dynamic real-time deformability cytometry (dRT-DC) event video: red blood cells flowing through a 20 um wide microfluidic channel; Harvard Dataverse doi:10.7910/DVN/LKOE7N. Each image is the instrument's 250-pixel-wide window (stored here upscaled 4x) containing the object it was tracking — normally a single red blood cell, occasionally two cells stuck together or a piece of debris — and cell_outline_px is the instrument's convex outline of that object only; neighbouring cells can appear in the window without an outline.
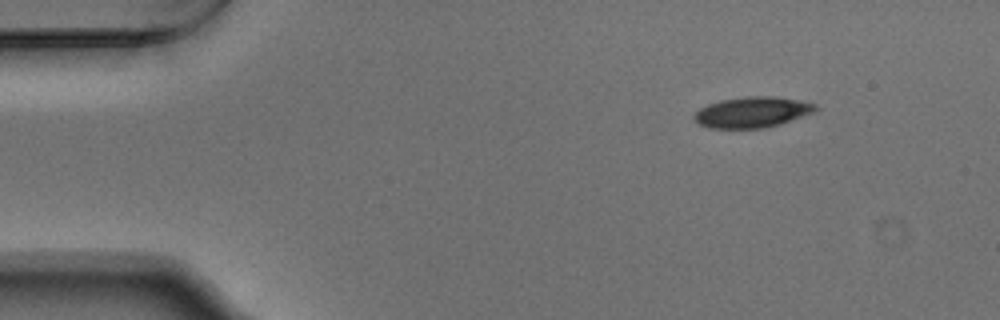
{"species": "Egyptian fruit bat (a non-hibernating species)", "species_latin": "Rousettus aegyptiacus", "temperature_condition": "warm", "stored_images_in_passage": 48, "camera_frame_rate_fps": 3000, "um_per_image_px": 0.085, "animal": {"sex": "male"}, "frame": {"image": 1, "passage_image": 1, "time_ms": 0.0, "image_size_px": [1000, 320], "cell_outline_px": [[820, 108], [812, 112], [780, 124], [764, 128], [708, 128], [696, 124], [692, 116], [700, 108], [708, 104], [720, 100], [748, 96], [772, 96], [800, 100], [816, 104]], "centroid_in_image_um": [63.9, 9.54], "position_along_channel_um": 21.1, "area_um2": 21.79}}
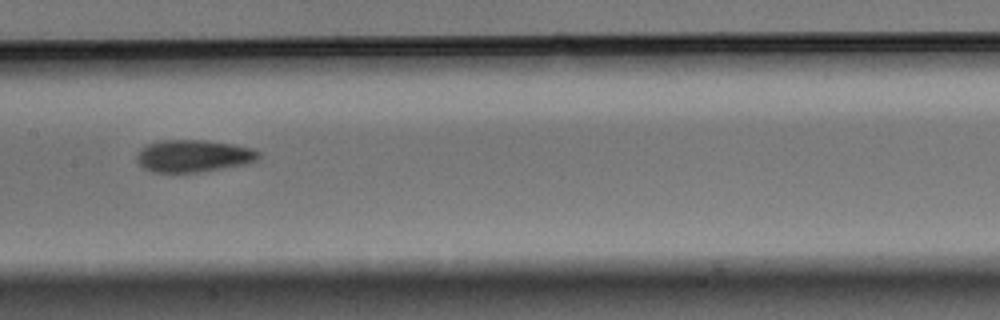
{"frame": {"image": 2, "passage_image": 21, "time_ms": 6.667, "image_size_px": [1000, 320], "cell_outline_px": [[260, 156], [256, 160], [248, 164], [200, 172], [152, 172], [144, 168], [136, 160], [140, 148], [148, 144], [160, 140], [204, 140], [232, 144], [252, 148], [260, 152]], "centroid_in_image_um": [16.45, 13.25], "position_along_channel_um": 190.9, "area_um2": 22.95}}
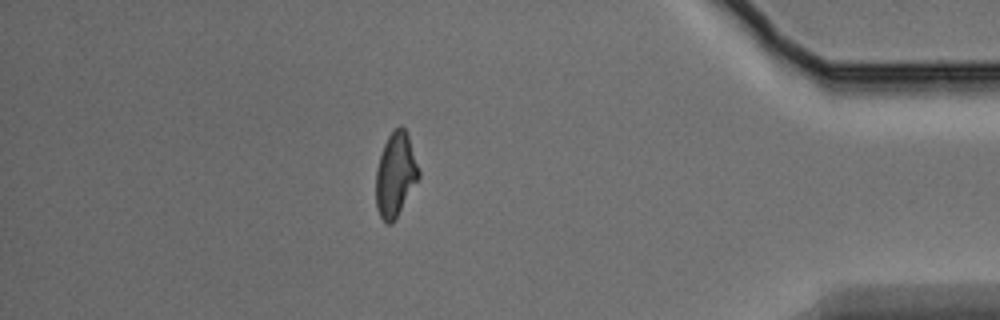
{"frame": {"image": 3, "passage_image": 41, "time_ms": 13.333, "image_size_px": [1000, 320], "cell_outline_px": [[420, 176], [392, 224], [388, 224], [380, 216], [376, 208], [376, 168], [384, 144], [388, 136], [400, 124], [408, 132], [420, 172]], "centroid_in_image_um": [33.62, 14.81], "position_along_channel_um": 401.6, "area_um2": 20.87}, "authors_computed_cell_mechanics": {"area_um2": 22.1663, "velocity_mm_per_s": 3.7486, "shape_relaxation_time_tau1_ms": 6.869, "shape_relaxation_time_tau2_ms": 6.8531, "deformation_change_tau1": 0.1668, "deformation_change_tau2": 0.1473}}